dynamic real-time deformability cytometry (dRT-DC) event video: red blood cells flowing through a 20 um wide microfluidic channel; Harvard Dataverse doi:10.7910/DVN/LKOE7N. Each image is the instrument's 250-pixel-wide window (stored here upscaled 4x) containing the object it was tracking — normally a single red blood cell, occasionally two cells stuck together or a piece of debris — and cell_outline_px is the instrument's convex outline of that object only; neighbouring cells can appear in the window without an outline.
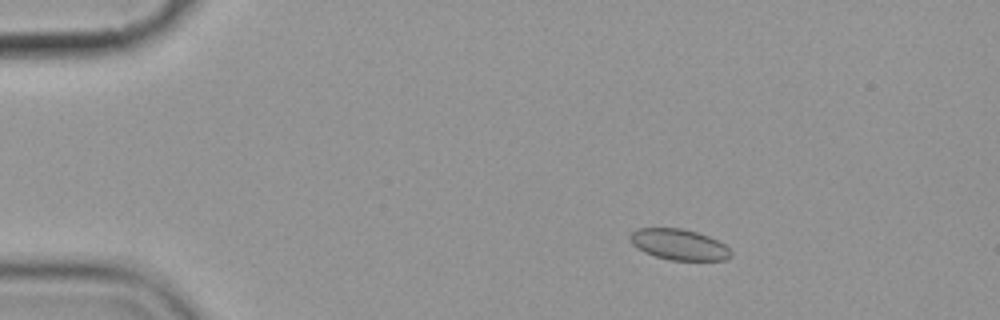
{"species": "common noctule bat (a hibernating species)", "species_latin": "Nyctalus noctula", "temperature_condition": "cold", "stored_images_in_passage": 5, "camera_frame_rate_fps": 3000, "um_per_image_px": 0.085, "animal": {"sex": "female", "body_mass_g": 19.9}, "frame": {"image": 1, "passage_image": 3, "time_ms": 2.333, "image_size_px": [1000, 320], "cell_outline_px": [[732, 256], [724, 260], [672, 260], [656, 256], [644, 252], [636, 248], [628, 240], [628, 236], [636, 228], [680, 228], [696, 232], [708, 236], [724, 244], [732, 252]], "centroid_in_image_um": [57.67, 20.78], "position_along_channel_um": 27.3, "area_um2": 18.15}}
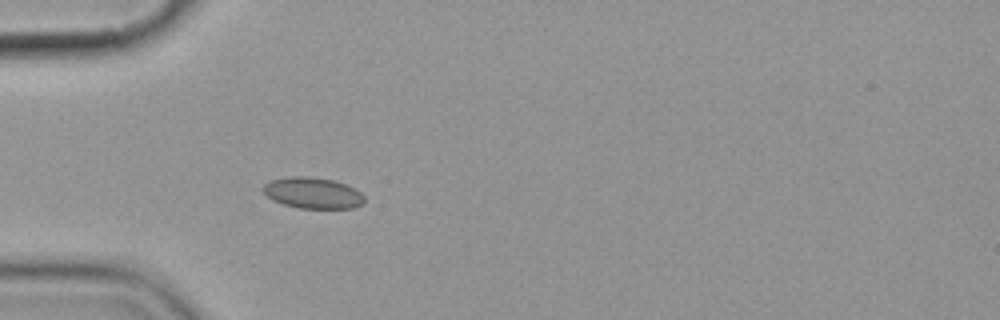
{"frame": {"image": 2, "passage_image": 5, "time_ms": 5.0, "image_size_px": [1000, 320], "cell_outline_px": [[364, 204], [352, 208], [300, 208], [284, 204], [272, 200], [260, 188], [264, 184], [272, 180], [292, 176], [312, 176], [332, 180], [344, 184], [360, 192], [364, 196]], "centroid_in_image_um": [26.57, 16.4], "position_along_channel_um": 58.4, "area_um2": 18.26}}